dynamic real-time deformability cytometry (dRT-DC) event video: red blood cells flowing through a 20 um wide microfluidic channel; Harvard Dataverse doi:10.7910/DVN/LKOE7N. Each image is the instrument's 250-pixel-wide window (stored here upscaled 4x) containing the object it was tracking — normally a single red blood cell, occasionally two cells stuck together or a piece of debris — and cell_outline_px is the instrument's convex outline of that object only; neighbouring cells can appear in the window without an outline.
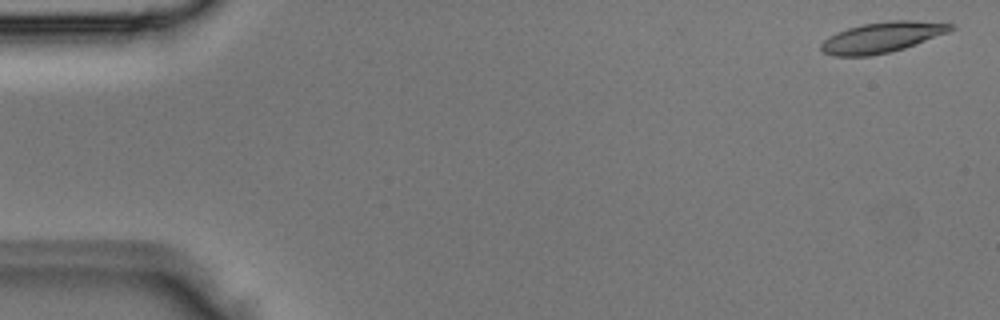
{"species": "Egyptian fruit bat (a non-hibernating species)", "species_latin": "Rousettus aegyptiacus", "temperature_condition": "room temperature", "stored_images_in_passage": 4, "camera_frame_rate_fps": 3000, "um_per_image_px": 0.085, "animal": {"sex": "male"}, "frame": {"image": 1, "passage_image": 1, "time_ms": 0.0, "image_size_px": [1000, 320], "cell_outline_px": [[956, 28], [948, 32], [904, 48], [888, 52], [868, 56], [832, 56], [820, 52], [820, 44], [828, 36], [836, 32], [848, 28], [864, 24], [888, 20], [916, 20], [956, 24]], "centroid_in_image_um": [74.95, 3.16], "position_along_channel_um": 10.1, "area_um2": 23.18}}